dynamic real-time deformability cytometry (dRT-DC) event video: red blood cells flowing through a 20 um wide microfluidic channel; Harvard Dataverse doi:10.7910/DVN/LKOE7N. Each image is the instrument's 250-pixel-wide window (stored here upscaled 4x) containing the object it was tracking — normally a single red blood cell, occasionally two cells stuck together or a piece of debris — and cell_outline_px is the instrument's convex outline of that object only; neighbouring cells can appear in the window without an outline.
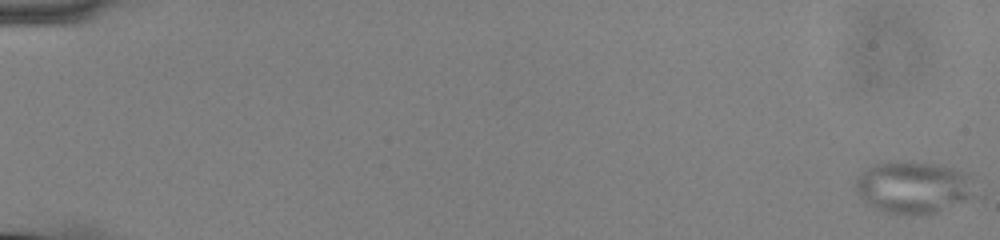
{"species": "common noctule bat (a hibernating species)", "species_latin": "Nyctalus noctula", "temperature_condition": "cold", "stored_images_in_passage": 57, "camera_frame_rate_fps": 3000, "um_per_image_px": 0.085, "animal": {"sex": "male", "body_mass_g": 13.0, "forearm_length_mm": 53.1}, "frame": {"image": 1, "passage_image": 1, "time_ms": 0.0, "image_size_px": [1000, 240], "cell_outline_px": [[972, 196], [964, 200], [936, 212], [916, 216], [908, 216], [888, 212], [876, 208], [868, 204], [856, 192], [856, 180], [860, 172], [876, 164], [896, 160], [908, 160], [932, 164], [952, 168], [968, 172], [972, 176]], "centroid_in_image_um": [77.6, 15.91], "position_along_channel_um": 7.4, "area_um2": 36.18}}
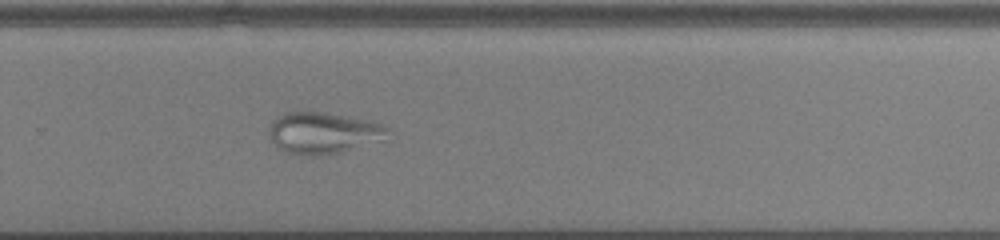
{"frame": {"image": 2, "passage_image": 40, "time_ms": 13.0, "image_size_px": [1000, 240], "cell_outline_px": [[392, 128], [384, 140], [340, 152], [316, 156], [284, 152], [272, 140], [268, 132], [268, 128], [272, 120], [276, 116], [284, 112], [324, 112], [372, 120]], "centroid_in_image_um": [27.51, 11.28], "position_along_channel_um": 302.3, "area_um2": 28.96}}
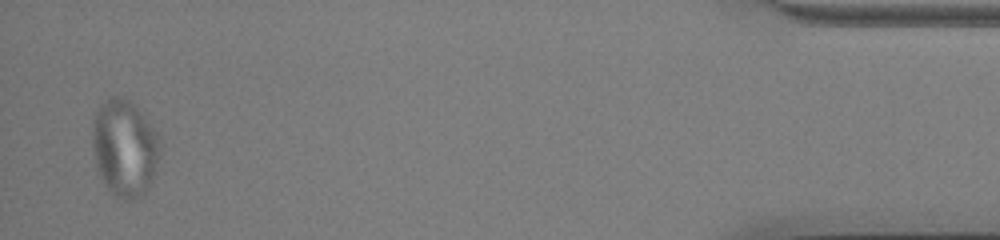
{"frame": {"image": 3, "passage_image": 56, "time_ms": 18.333, "image_size_px": [1000, 240], "cell_outline_px": [[160, 148], [156, 168], [144, 192], [140, 196], [132, 200], [124, 200], [116, 196], [104, 184], [100, 176], [96, 164], [92, 144], [92, 120], [96, 112], [112, 96], [120, 96], [132, 100], [156, 132], [160, 140]], "centroid_in_image_um": [10.58, 12.55], "position_along_channel_um": 424.6, "area_um2": 37.8}}